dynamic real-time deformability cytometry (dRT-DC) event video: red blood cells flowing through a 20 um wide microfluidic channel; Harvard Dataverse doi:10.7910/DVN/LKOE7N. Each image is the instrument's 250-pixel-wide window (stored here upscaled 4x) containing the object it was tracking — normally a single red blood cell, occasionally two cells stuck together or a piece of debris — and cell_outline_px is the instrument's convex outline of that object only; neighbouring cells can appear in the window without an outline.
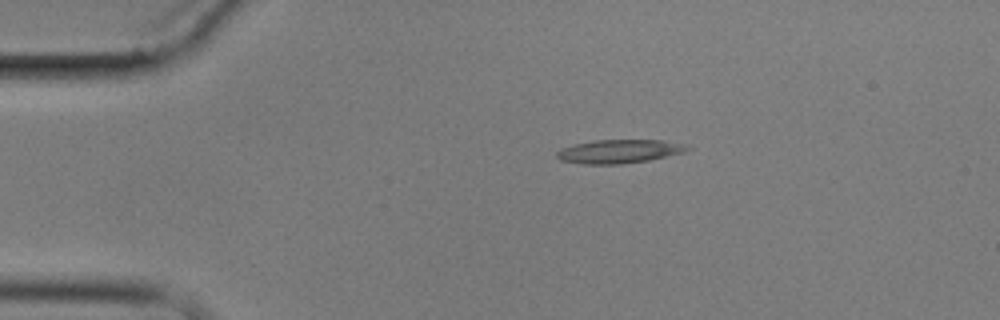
{"species": "common noctule bat (a hibernating species)", "species_latin": "Nyctalus noctula", "temperature_condition": "cold", "stored_images_in_passage": 11, "camera_frame_rate_fps": 3000, "um_per_image_px": 0.085, "animal": {"sex": "male", "body_mass_g": 17.9}, "frame": {"image": 1, "passage_image": 3, "time_ms": 3.333, "image_size_px": [1000, 320], "cell_outline_px": [[692, 148], [684, 152], [648, 160], [620, 164], [584, 164], [560, 160], [556, 156], [556, 152], [560, 148], [592, 140], [664, 140], [688, 144]], "centroid_in_image_um": [52.65, 12.86], "position_along_channel_um": 32.4, "area_um2": 18.03}}
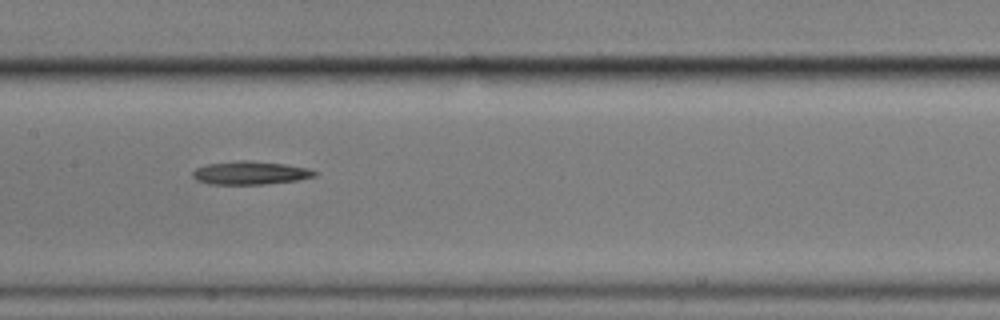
{"frame": {"image": 2, "passage_image": 8, "time_ms": 9.0, "image_size_px": [1000, 320], "cell_outline_px": [[320, 172], [316, 176], [296, 180], [264, 184], [208, 184], [196, 180], [192, 176], [192, 172], [196, 168], [208, 164], [240, 160], [248, 160], [284, 164], [308, 168]], "centroid_in_image_um": [21.28, 14.69], "position_along_channel_um": 186.1, "area_um2": 16.53}}
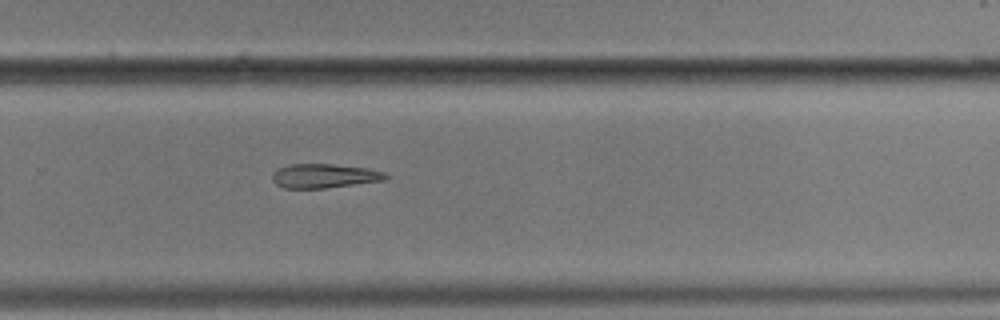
{"frame": {"image": 3, "passage_image": 11, "time_ms": 12.333, "image_size_px": [1000, 320], "cell_outline_px": [[392, 176], [384, 180], [324, 188], [284, 188], [276, 184], [272, 180], [272, 176], [280, 168], [288, 164], [332, 164], [368, 168], [384, 172]], "centroid_in_image_um": [27.6, 14.95], "position_along_channel_um": 302.2, "area_um2": 15.84}}